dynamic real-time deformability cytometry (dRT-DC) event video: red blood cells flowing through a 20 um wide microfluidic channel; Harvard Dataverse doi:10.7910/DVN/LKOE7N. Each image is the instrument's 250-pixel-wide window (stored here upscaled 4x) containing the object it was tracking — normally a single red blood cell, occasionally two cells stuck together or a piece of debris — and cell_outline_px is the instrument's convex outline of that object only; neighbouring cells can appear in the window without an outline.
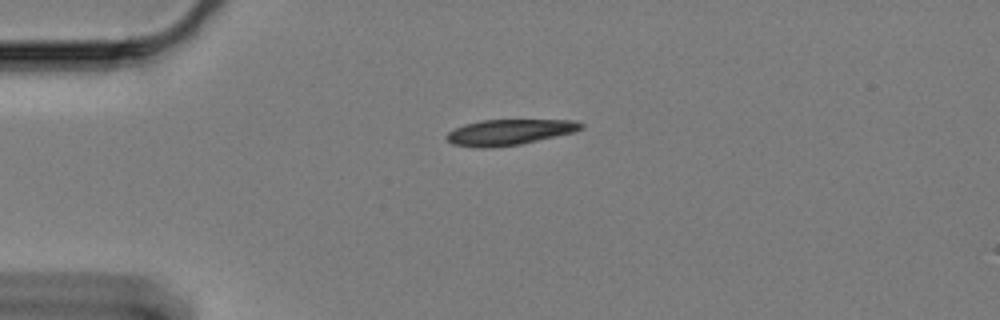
{"species": "Egyptian fruit bat (a non-hibernating species)", "species_latin": "Rousettus aegyptiacus", "temperature_condition": "cold", "stored_images_in_passage": 47, "camera_frame_rate_fps": 3000, "um_per_image_px": 0.085, "animal": {"sex": "female"}, "frame": {"image": 1, "passage_image": 1, "time_ms": 0.0, "image_size_px": [1000, 320], "cell_outline_px": [[584, 128], [572, 132], [556, 136], [520, 144], [492, 148], [484, 148], [452, 144], [444, 136], [448, 132], [464, 124], [480, 120], [576, 120], [584, 124]], "centroid_in_image_um": [43.28, 11.23], "position_along_channel_um": 41.7, "area_um2": 20.06}}
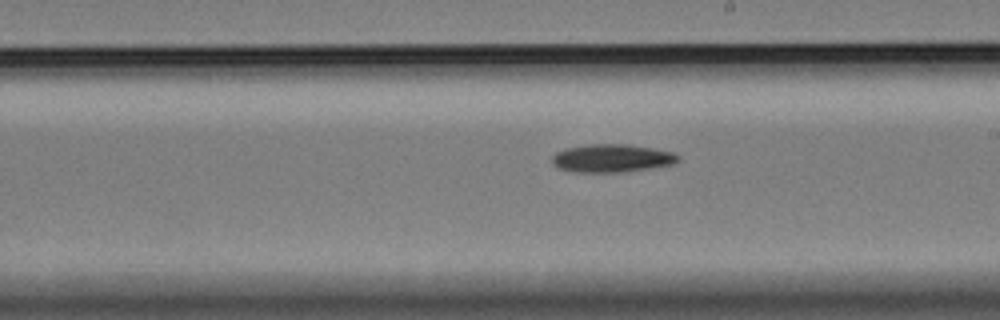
{"frame": {"image": 2, "passage_image": 21, "time_ms": 6.667, "image_size_px": [1000, 320], "cell_outline_px": [[680, 160], [676, 164], [624, 172], [576, 172], [560, 168], [552, 164], [552, 156], [556, 152], [568, 148], [588, 144], [628, 144], [676, 152], [680, 156]], "centroid_in_image_um": [52.07, 13.45], "position_along_channel_um": 236.9, "area_um2": 20.75}}
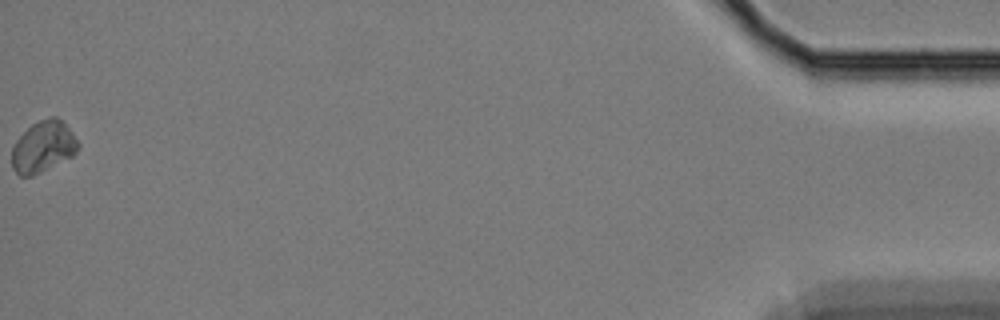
{"frame": {"image": 3, "passage_image": 47, "time_ms": 15.333, "image_size_px": [1000, 320], "cell_outline_px": [[80, 148], [72, 156], [32, 176], [20, 176], [12, 168], [12, 148], [16, 140], [32, 124], [48, 116], [56, 116], [72, 132], [80, 144]], "centroid_in_image_um": [3.67, 12.47], "position_along_channel_um": 431.5, "area_um2": 19.65}, "authors_computed_cell_mechanics": {"area_um2": 19.7676, "velocity_mm_per_s": 3.3154, "shape_relaxation_time_tau1_ms": 3.5122, "shape_relaxation_time_tau2_ms": 9.122, "deformation_change_tau1": 0.0677, "deformation_change_tau2": 0.0694}}